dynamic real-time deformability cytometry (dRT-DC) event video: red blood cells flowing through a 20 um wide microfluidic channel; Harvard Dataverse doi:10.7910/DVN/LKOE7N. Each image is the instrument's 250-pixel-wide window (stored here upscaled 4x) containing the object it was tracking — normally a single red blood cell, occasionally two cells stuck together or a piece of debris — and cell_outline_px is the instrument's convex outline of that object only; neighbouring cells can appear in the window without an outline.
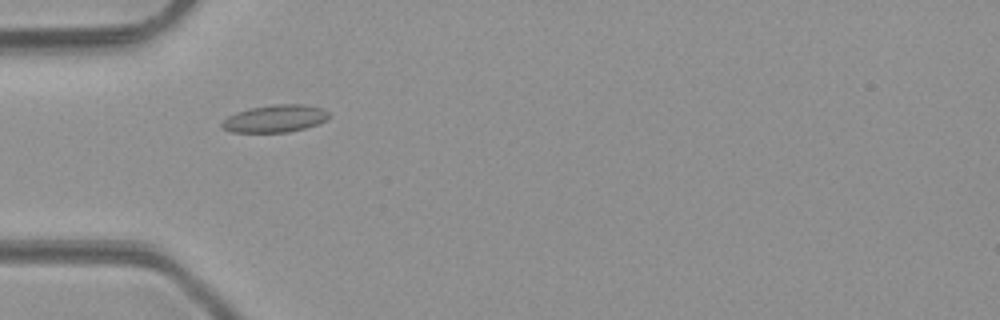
{"species": "common noctule bat (a hibernating species)", "species_latin": "Nyctalus noctula", "temperature_condition": "room temperature", "stored_images_in_passage": 8, "camera_frame_rate_fps": 3000, "um_per_image_px": 0.085, "animal": {"sex": "male", "body_mass_g": 23.1, "forearm_length_mm": 52.7}, "frame": {"image": 1, "passage_image": 5, "time_ms": 4.667, "image_size_px": [1000, 320], "cell_outline_px": [[332, 116], [328, 120], [304, 128], [288, 132], [232, 132], [224, 128], [220, 124], [228, 116], [236, 112], [252, 108], [272, 104], [304, 104], [324, 108]], "centroid_in_image_um": [23.44, 10.07], "position_along_channel_um": 61.6, "area_um2": 17.11}}
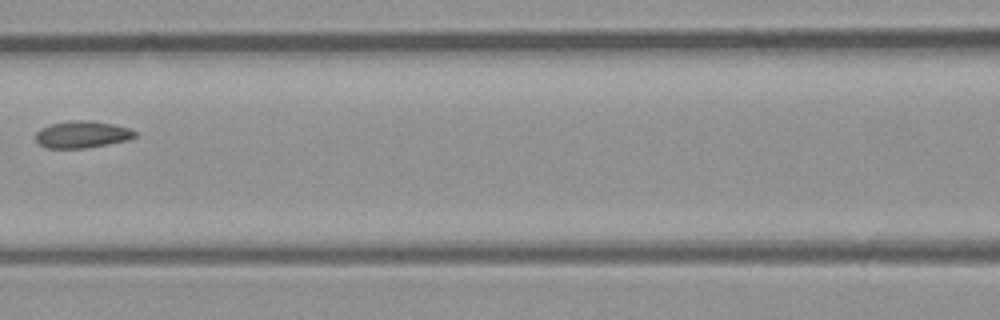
{"frame": {"image": 2, "passage_image": 7, "time_ms": 7.0, "image_size_px": [1000, 320], "cell_outline_px": [[136, 136], [128, 140], [88, 148], [44, 148], [36, 140], [36, 132], [40, 128], [48, 124], [76, 120], [88, 120], [112, 124], [128, 128], [136, 132]], "centroid_in_image_um": [6.95, 11.43], "position_along_channel_um": 159.6, "area_um2": 15.61}}
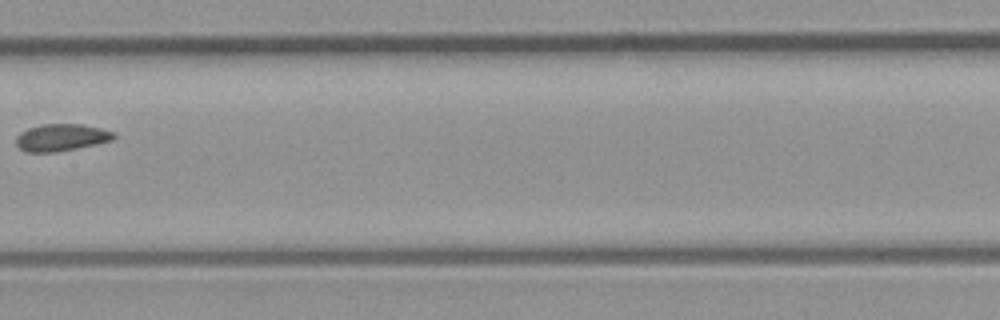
{"frame": {"image": 3, "passage_image": 8, "time_ms": 8.0, "image_size_px": [1000, 320], "cell_outline_px": [[116, 136], [112, 140], [96, 144], [56, 152], [24, 152], [16, 144], [16, 136], [20, 132], [28, 128], [44, 124], [84, 124], [116, 132]], "centroid_in_image_um": [5.21, 11.68], "position_along_channel_um": 202.2, "area_um2": 15.49}}